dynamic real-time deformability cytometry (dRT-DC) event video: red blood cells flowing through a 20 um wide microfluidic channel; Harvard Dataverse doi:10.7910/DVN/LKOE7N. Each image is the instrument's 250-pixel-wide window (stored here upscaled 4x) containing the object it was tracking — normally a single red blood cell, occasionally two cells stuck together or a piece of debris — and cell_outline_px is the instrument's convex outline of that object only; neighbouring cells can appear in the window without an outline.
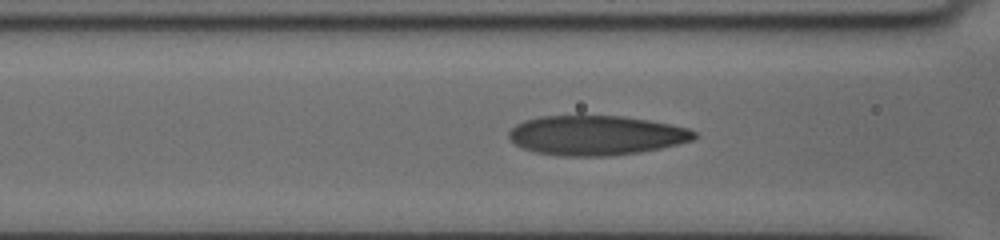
{"species": "human", "species_latin": "Homo sapiens", "temperature_condition": "cold", "stored_images_in_passage": 28, "camera_frame_rate_fps": 3000, "um_per_image_px": 0.085, "donor": {"sex": "female"}, "frame": {"image": 1, "passage_image": 5, "time_ms": 1.333, "image_size_px": [1000, 240], "cell_outline_px": [[700, 136], [692, 140], [660, 148], [640, 152], [612, 156], [560, 156], [536, 152], [524, 148], [516, 144], [508, 136], [508, 132], [516, 124], [524, 120], [540, 116], [576, 112], [580, 112], [624, 116], [672, 124], [688, 128], [696, 132]], "centroid_in_image_um": [50.65, 11.45], "position_along_channel_um": 115.9, "area_um2": 44.16}}
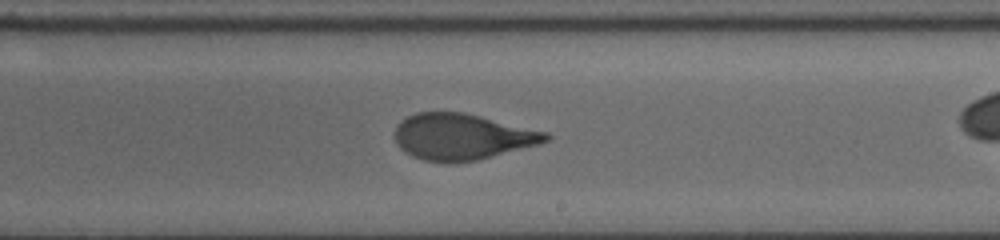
{"frame": {"image": 2, "passage_image": 16, "time_ms": 5.0, "image_size_px": [1000, 240], "cell_outline_px": [[552, 136], [548, 140], [540, 144], [476, 160], [452, 164], [424, 160], [412, 156], [404, 152], [400, 148], [396, 140], [396, 128], [400, 120], [416, 112], [464, 112], [548, 132]], "centroid_in_image_um": [39.28, 11.63], "position_along_channel_um": 249.7, "area_um2": 40.69}}
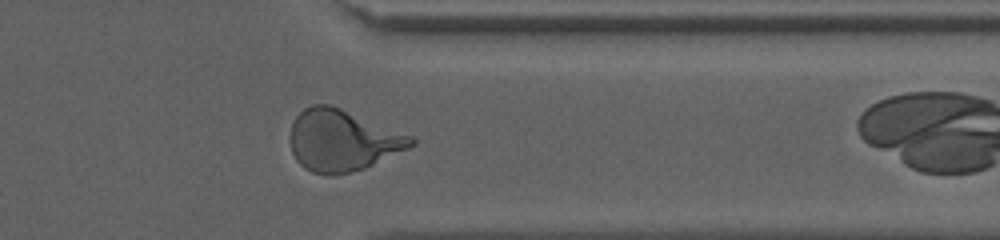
{"frame": {"image": 3, "passage_image": 27, "time_ms": 8.667, "image_size_px": [1000, 240], "cell_outline_px": [[416, 144], [408, 148], [364, 168], [332, 176], [328, 176], [312, 172], [304, 168], [296, 160], [292, 152], [292, 124], [296, 116], [304, 108], [312, 104], [328, 104], [340, 108], [412, 136], [416, 140]], "centroid_in_image_um": [29.09, 11.94], "position_along_channel_um": 382.3, "area_um2": 42.71}}